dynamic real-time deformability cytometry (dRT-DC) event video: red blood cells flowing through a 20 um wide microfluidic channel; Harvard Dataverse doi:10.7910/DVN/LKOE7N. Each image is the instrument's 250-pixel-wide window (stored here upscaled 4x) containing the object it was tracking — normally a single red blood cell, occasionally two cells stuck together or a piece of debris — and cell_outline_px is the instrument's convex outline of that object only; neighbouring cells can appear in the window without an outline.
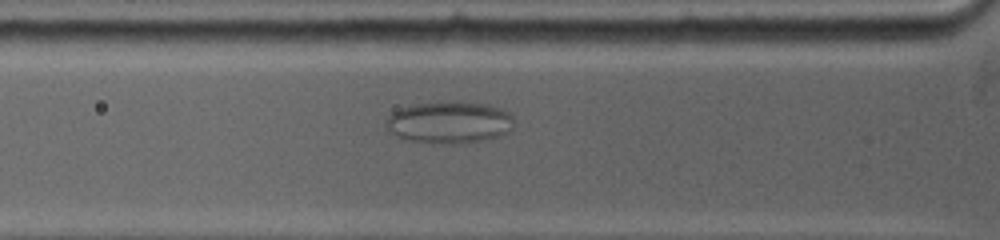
{"species": "common noctule bat (a hibernating species)", "species_latin": "Nyctalus noctula", "temperature_condition": "warm", "stored_images_in_passage": 21, "camera_frame_rate_fps": 5000, "um_per_image_px": 0.085, "animal": {"sex": "female", "body_mass_g": 19.0, "forearm_length_mm": 53.3}, "frame": {"image": 1, "passage_image": 7, "time_ms": 3.0, "image_size_px": [1000, 240], "cell_outline_px": [[512, 132], [488, 140], [468, 144], [432, 144], [412, 140], [388, 132], [384, 124], [384, 120], [392, 112], [400, 108], [412, 104], [488, 104], [504, 108], [512, 112]], "centroid_in_image_um": [38.23, 10.46], "position_along_channel_um": 87.6, "area_um2": 31.39}}
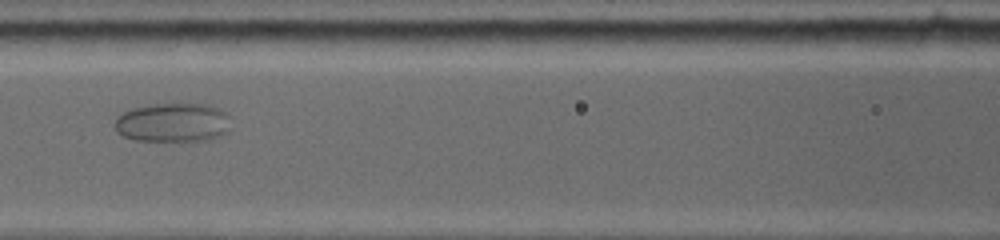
{"frame": {"image": 2, "passage_image": 12, "time_ms": 4.8, "image_size_px": [1000, 240], "cell_outline_px": [[228, 132], [220, 136], [208, 140], [136, 140], [124, 136], [116, 132], [116, 116], [132, 108], [152, 104], [208, 104], [224, 112], [228, 116]], "centroid_in_image_um": [14.68, 10.41], "position_along_channel_um": 151.9, "area_um2": 26.13}}
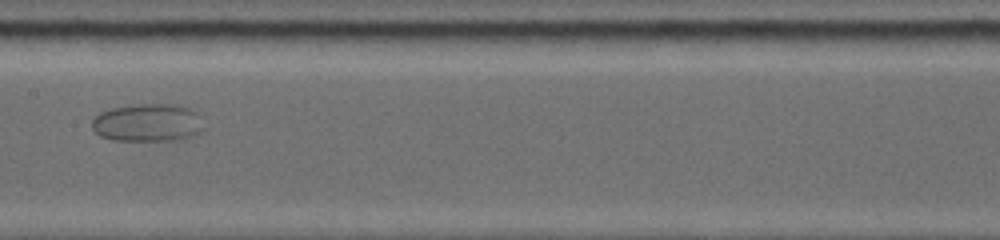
{"frame": {"image": 3, "passage_image": 16, "time_ms": 6.0, "image_size_px": [1000, 240], "cell_outline_px": [[204, 132], [184, 140], [112, 140], [100, 136], [92, 128], [92, 120], [100, 112], [112, 108], [140, 104], [172, 104], [188, 108], [196, 112], [200, 116], [204, 128]], "centroid_in_image_um": [12.6, 10.44], "position_along_channel_um": 194.8, "area_um2": 24.91}}